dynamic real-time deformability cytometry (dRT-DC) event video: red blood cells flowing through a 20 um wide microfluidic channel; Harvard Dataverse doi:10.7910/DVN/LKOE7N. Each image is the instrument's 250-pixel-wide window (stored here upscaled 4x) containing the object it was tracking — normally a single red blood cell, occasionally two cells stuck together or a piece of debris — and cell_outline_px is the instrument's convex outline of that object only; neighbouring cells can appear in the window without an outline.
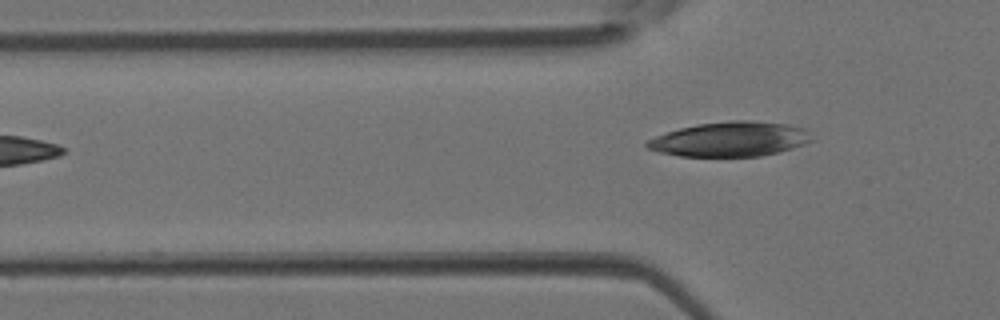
{"species": "Egyptian fruit bat (a non-hibernating species)", "species_latin": "Rousettus aegyptiacus", "temperature_condition": "room temperature", "stored_images_in_passage": 3, "camera_frame_rate_fps": 3000, "um_per_image_px": 0.085, "animal": {"sex": "female"}, "frame": {"image": 1, "passage_image": 2, "time_ms": 0.333, "image_size_px": [1000, 320], "cell_outline_px": [[812, 140], [804, 144], [792, 148], [760, 156], [680, 156], [660, 152], [648, 148], [644, 144], [648, 140], [656, 136], [680, 128], [700, 124], [728, 120], [752, 120], [788, 124], [804, 128], [808, 132]], "centroid_in_image_um": [62.07, 11.82], "position_along_channel_um": 63.7, "area_um2": 33.0}}
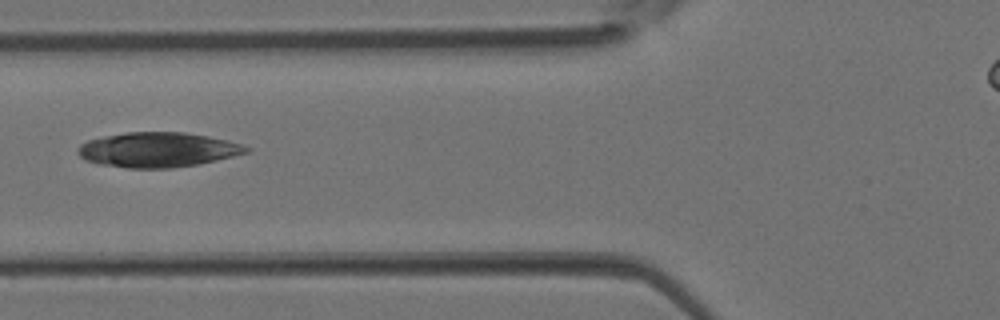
{"frame": {"image": 2, "passage_image": 3, "time_ms": 0.667, "image_size_px": [1000, 320], "cell_outline_px": [[252, 148], [248, 152], [216, 160], [196, 164], [172, 168], [128, 168], [100, 164], [84, 160], [76, 152], [76, 148], [80, 144], [88, 140], [104, 136], [124, 132], [184, 132], [208, 136], [228, 140]], "centroid_in_image_um": [13.37, 12.72], "position_along_channel_um": 112.4, "area_um2": 34.22}}